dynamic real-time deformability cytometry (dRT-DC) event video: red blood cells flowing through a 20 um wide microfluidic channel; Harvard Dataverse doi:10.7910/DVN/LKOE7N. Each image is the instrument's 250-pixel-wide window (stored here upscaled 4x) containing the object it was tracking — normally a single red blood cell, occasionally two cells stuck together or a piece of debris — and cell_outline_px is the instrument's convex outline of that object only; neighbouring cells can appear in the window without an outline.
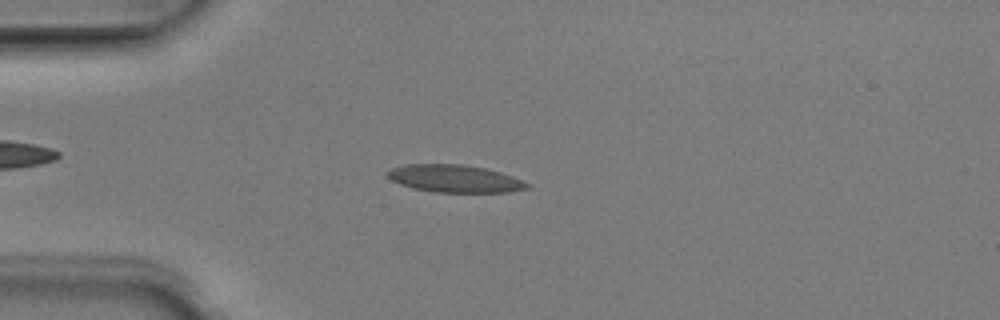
{"species": "Egyptian fruit bat (a non-hibernating species)", "species_latin": "Rousettus aegyptiacus", "temperature_condition": "room temperature", "stored_images_in_passage": 49, "camera_frame_rate_fps": 3000, "um_per_image_px": 0.085, "animal": {"sex": "male"}, "frame": {"image": 1, "passage_image": 12, "time_ms": 3.667, "image_size_px": [1000, 320], "cell_outline_px": [[528, 188], [508, 192], [436, 192], [412, 188], [400, 184], [392, 180], [384, 172], [392, 168], [404, 164], [460, 164], [484, 168], [500, 172], [512, 176], [528, 184]], "centroid_in_image_um": [38.59, 15.18], "position_along_channel_um": 46.4, "area_um2": 22.2}}
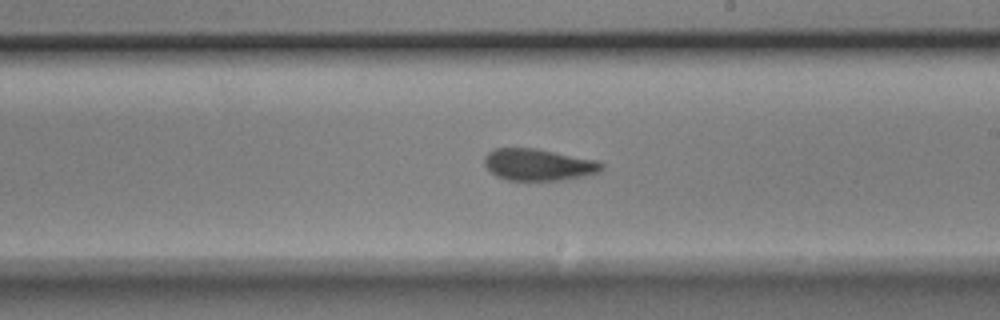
{"frame": {"image": 2, "passage_image": 28, "time_ms": 9.0, "image_size_px": [1000, 320], "cell_outline_px": [[604, 168], [600, 172], [584, 176], [560, 180], [508, 180], [496, 176], [484, 164], [484, 156], [488, 152], [496, 148], [536, 148], [600, 160], [604, 164]], "centroid_in_image_um": [45.81, 13.99], "position_along_channel_um": 243.2, "area_um2": 21.91}}
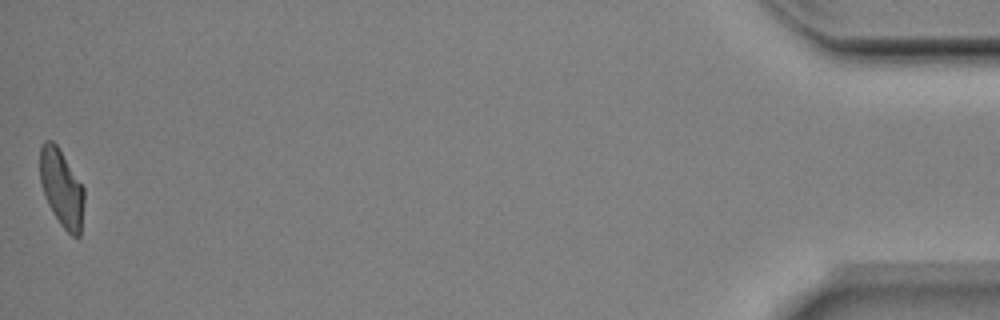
{"frame": {"image": 3, "passage_image": 49, "time_ms": 16.0, "image_size_px": [1000, 320], "cell_outline_px": [[84, 200], [80, 236], [72, 236], [60, 224], [52, 212], [48, 204], [40, 180], [40, 148], [44, 140], [52, 140], [56, 144], [84, 188]], "centroid_in_image_um": [5.23, 15.99], "position_along_channel_um": 430.0, "area_um2": 19.65}, "authors_computed_cell_mechanics": {"area_um2": 21.964, "velocity_mm_per_s": 4.0194, "shape_relaxation_time_tau1_ms": 8.7859, "shape_relaxation_time_tau2_ms": 2.9023, "deformation_change_tau1": 0.1976, "deformation_change_tau2": 0.0778}}